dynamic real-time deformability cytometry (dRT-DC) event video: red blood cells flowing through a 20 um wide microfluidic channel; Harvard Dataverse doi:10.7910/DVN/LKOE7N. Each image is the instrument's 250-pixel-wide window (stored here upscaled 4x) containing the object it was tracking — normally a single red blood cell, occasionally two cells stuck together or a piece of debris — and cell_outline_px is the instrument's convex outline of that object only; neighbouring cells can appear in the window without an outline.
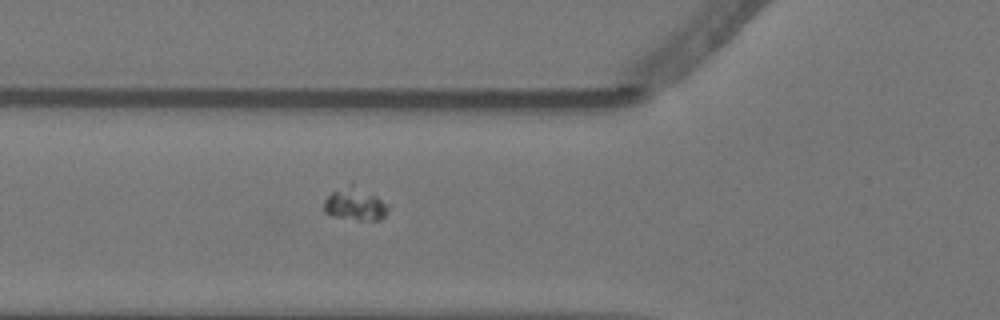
{"species": "Egyptian fruit bat (a non-hibernating species)", "species_latin": "Rousettus aegyptiacus", "temperature_condition": "warm", "stored_images_in_passage": 36, "camera_frame_rate_fps": 3000, "um_per_image_px": 0.085, "animal": {"sex": "female"}, "frame": {"image": 1, "passage_image": 3, "time_ms": 0.667, "image_size_px": [1000, 320], "cell_outline_px": [[392, 204], [384, 216], [380, 220], [356, 220], [332, 216], [324, 212], [324, 200], [332, 192], [348, 192], [376, 196]], "centroid_in_image_um": [30.24, 17.53], "position_along_channel_um": 95.6, "area_um2": 10.87}}
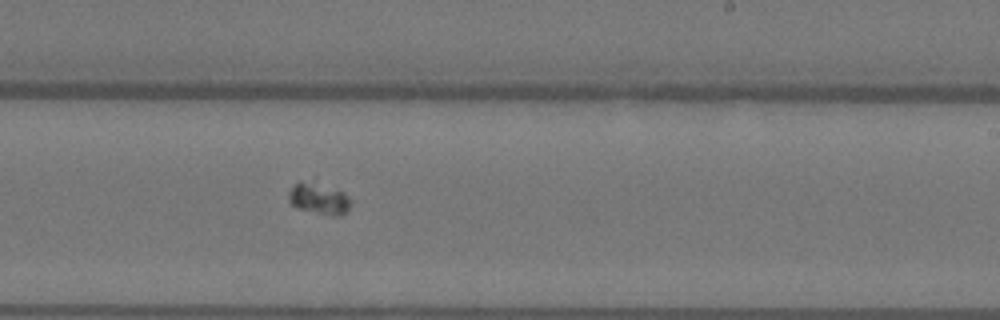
{"frame": {"image": 2, "passage_image": 17, "time_ms": 5.333, "image_size_px": [1000, 320], "cell_outline_px": [[352, 204], [348, 212], [336, 216], [332, 216], [296, 208], [288, 200], [288, 192], [300, 180], [340, 192], [352, 200]], "centroid_in_image_um": [27.1, 16.95], "position_along_channel_um": 261.9, "area_um2": 10.87}}
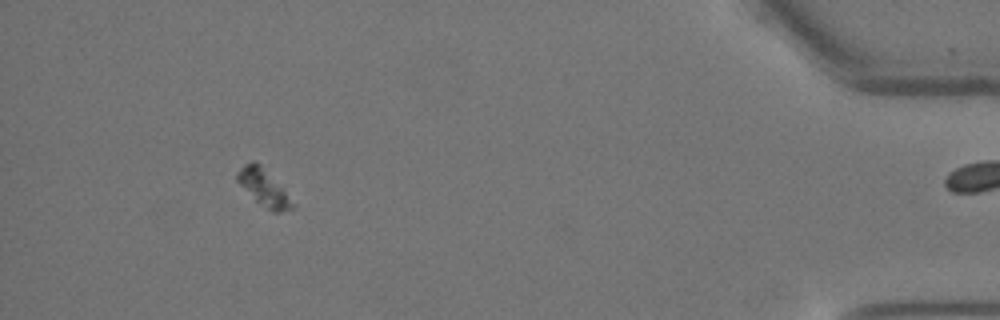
{"frame": {"image": 3, "passage_image": 35, "time_ms": 11.333, "image_size_px": [1000, 320], "cell_outline_px": [[296, 208], [280, 212], [272, 212], [256, 200], [236, 180], [236, 172], [244, 164], [252, 160], [256, 160], [260, 164], [296, 204]], "centroid_in_image_um": [22.42, 15.94], "position_along_channel_um": 412.8, "area_um2": 11.56}}